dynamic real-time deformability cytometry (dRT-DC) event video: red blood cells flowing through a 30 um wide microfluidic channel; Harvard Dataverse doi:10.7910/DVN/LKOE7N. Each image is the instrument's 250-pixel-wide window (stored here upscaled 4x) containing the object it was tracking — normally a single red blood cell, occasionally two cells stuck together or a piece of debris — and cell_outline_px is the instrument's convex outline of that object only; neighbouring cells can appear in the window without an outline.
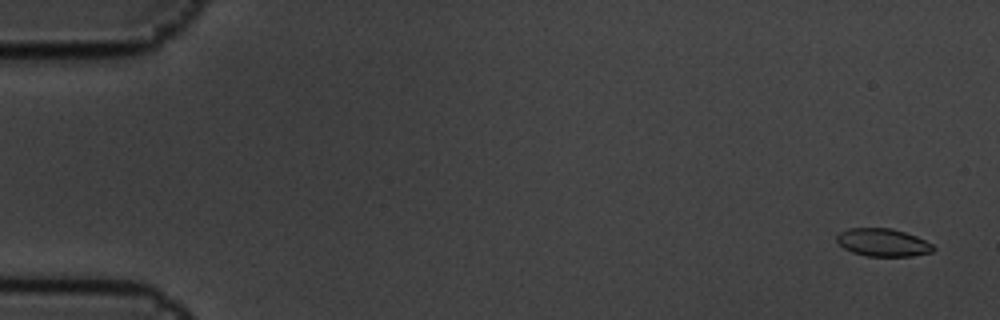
{"species": "common noctule bat (a hibernating species)", "species_latin": "Nyctalus noctula", "temperature_condition": "cold", "stored_images_in_passage": 6, "segment_of_instrument_passage": [2, 2], "camera_frame_rate_fps": 3000, "um_per_image_px": 0.085, "animal": {"sex": "male", "body_mass_g": 19.5, "forearm_length_mm": 54.6}, "frame": {"image": 1, "passage_image": 6, "time_ms": 1.667, "image_size_px": [1000, 320], "cell_outline_px": [[936, 248], [932, 252], [912, 256], [868, 256], [852, 252], [844, 248], [836, 240], [836, 236], [840, 232], [848, 228], [892, 228], [916, 236], [932, 244]], "centroid_in_image_um": [75.05, 20.61], "position_along_channel_um": 10.0, "area_um2": 15.61}}